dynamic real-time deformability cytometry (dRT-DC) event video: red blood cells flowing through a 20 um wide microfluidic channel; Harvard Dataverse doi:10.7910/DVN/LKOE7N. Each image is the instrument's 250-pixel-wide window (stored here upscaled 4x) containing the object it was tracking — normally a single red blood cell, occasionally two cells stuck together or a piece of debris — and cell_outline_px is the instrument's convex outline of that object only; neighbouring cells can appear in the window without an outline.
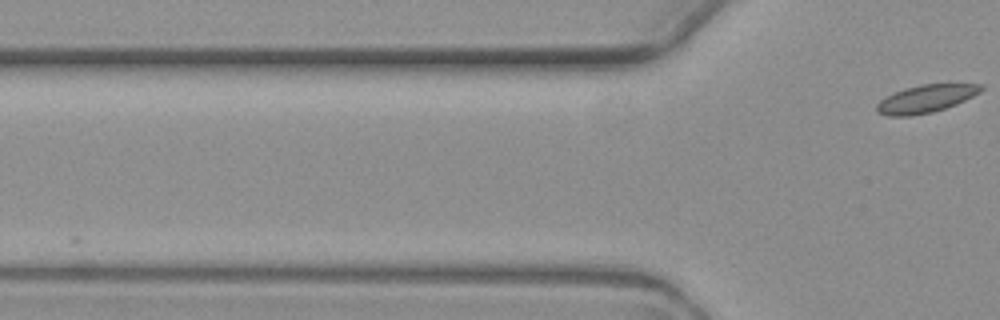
{"species": "common noctule bat (a hibernating species)", "species_latin": "Nyctalus noctula", "temperature_condition": "warm", "stored_images_in_passage": 2, "camera_frame_rate_fps": 3000, "um_per_image_px": 0.085, "animal": {"sex": "female", "body_mass_g": 19.3, "forearm_length_mm": 54.1}, "frame": {"image": 1, "passage_image": 2, "time_ms": 2.0, "image_size_px": [1000, 320], "cell_outline_px": [[984, 88], [980, 92], [956, 104], [932, 112], [912, 116], [888, 116], [876, 112], [876, 104], [880, 100], [904, 88], [920, 84], [984, 84]], "centroid_in_image_um": [78.68, 8.39], "position_along_channel_um": 47.1, "area_um2": 16.76}}